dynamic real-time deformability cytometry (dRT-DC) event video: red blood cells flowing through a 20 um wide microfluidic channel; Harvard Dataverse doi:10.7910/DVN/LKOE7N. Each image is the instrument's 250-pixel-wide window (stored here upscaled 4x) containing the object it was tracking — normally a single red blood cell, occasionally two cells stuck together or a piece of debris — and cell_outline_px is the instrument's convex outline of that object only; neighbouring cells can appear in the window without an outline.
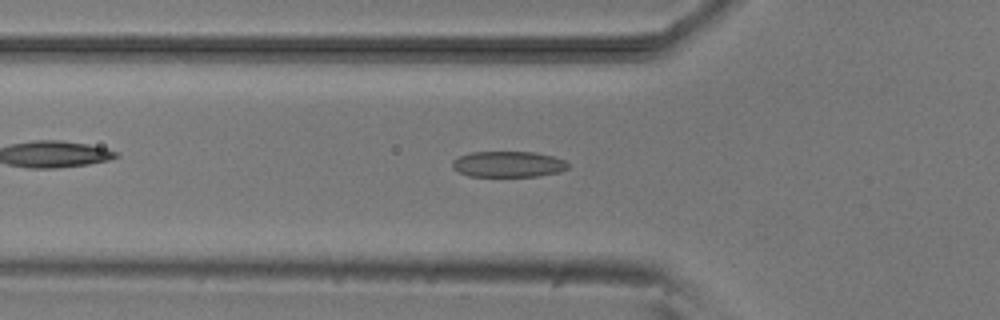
{"species": "common noctule bat (a hibernating species)", "species_latin": "Nyctalus noctula", "temperature_condition": "room temperature", "stored_images_in_passage": 46, "camera_frame_rate_fps": 3000, "um_per_image_px": 0.085, "animal": {"sex": "male", "body_mass_g": 20.5, "forearm_length_mm": 52.5}, "frame": {"image": 1, "passage_image": 11, "time_ms": 3.333, "image_size_px": [1000, 320], "cell_outline_px": [[568, 168], [560, 172], [536, 176], [468, 176], [452, 168], [452, 160], [460, 156], [472, 152], [532, 152], [552, 156], [564, 160], [568, 164]], "centroid_in_image_um": [43.18, 13.96], "position_along_channel_um": 82.6, "area_um2": 17.34}}
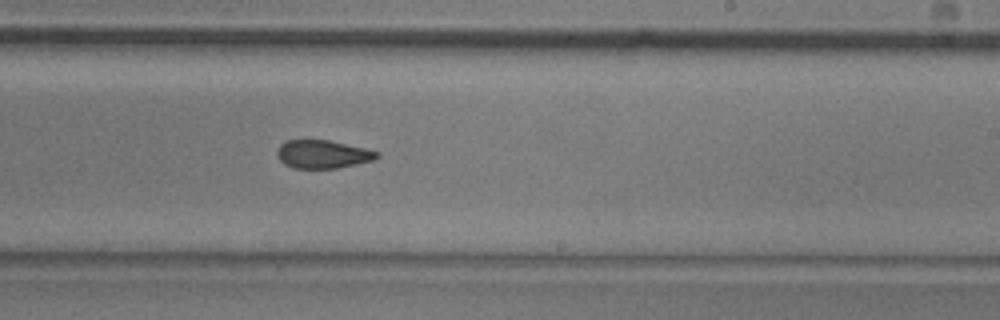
{"frame": {"image": 2, "passage_image": 25, "time_ms": 8.0, "image_size_px": [1000, 320], "cell_outline_px": [[380, 156], [376, 160], [336, 168], [292, 168], [284, 164], [276, 156], [276, 152], [280, 144], [288, 140], [328, 140], [364, 148], [380, 152]], "centroid_in_image_um": [27.43, 13.11], "position_along_channel_um": 261.6, "area_um2": 16.47}}
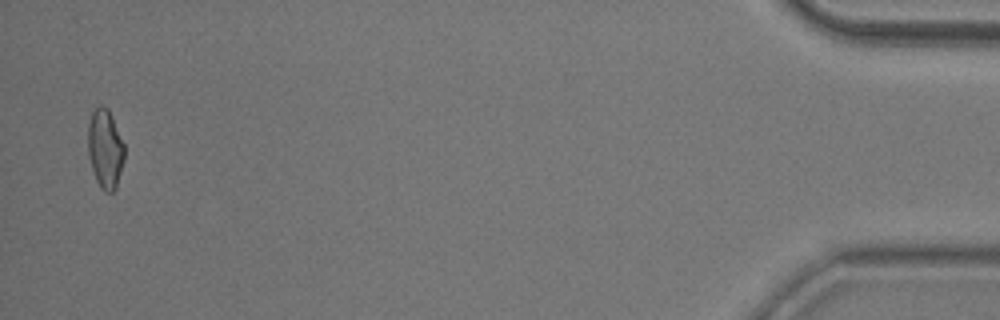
{"frame": {"image": 3, "passage_image": 45, "time_ms": 14.667, "image_size_px": [1000, 320], "cell_outline_px": [[124, 160], [116, 188], [112, 192], [104, 192], [100, 188], [96, 180], [88, 156], [88, 124], [92, 112], [100, 104], [104, 104], [108, 108], [124, 144]], "centroid_in_image_um": [8.93, 12.64], "position_along_channel_um": 426.3, "area_um2": 16.88}, "authors_computed_cell_mechanics": {"area_um2": 17.2244, "velocity_mm_per_s": 3.811, "shape_relaxation_time_tau1_ms": 7.3261, "shape_relaxation_time_tau2_ms": 2.2374, "deformation_change_tau1": 0.1704, "deformation_change_tau2": 0.0936}}